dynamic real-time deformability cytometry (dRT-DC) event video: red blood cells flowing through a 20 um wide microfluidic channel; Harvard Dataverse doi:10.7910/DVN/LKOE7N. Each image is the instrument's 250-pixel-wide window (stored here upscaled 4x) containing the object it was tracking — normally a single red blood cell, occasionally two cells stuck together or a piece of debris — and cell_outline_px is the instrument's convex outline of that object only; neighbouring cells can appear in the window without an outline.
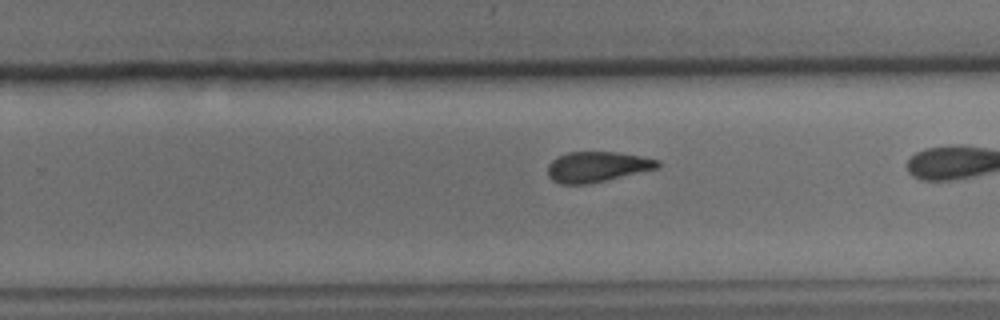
{"species": "common noctule bat (a hibernating species)", "species_latin": "Nyctalus noctula", "temperature_condition": "cold", "stored_images_in_passage": 39, "camera_frame_rate_fps": 3000, "um_per_image_px": 0.085, "animal": {"sex": "male", "body_mass_g": 15.6}, "frame": {"image": 1, "passage_image": 31, "time_ms": 10.0, "image_size_px": [1000, 320], "cell_outline_px": [[660, 168], [588, 184], [560, 184], [552, 180], [548, 176], [548, 164], [552, 160], [568, 152], [616, 152], [640, 156], [660, 160]], "centroid_in_image_um": [50.77, 14.18], "position_along_channel_um": 279.0, "area_um2": 19.48}}